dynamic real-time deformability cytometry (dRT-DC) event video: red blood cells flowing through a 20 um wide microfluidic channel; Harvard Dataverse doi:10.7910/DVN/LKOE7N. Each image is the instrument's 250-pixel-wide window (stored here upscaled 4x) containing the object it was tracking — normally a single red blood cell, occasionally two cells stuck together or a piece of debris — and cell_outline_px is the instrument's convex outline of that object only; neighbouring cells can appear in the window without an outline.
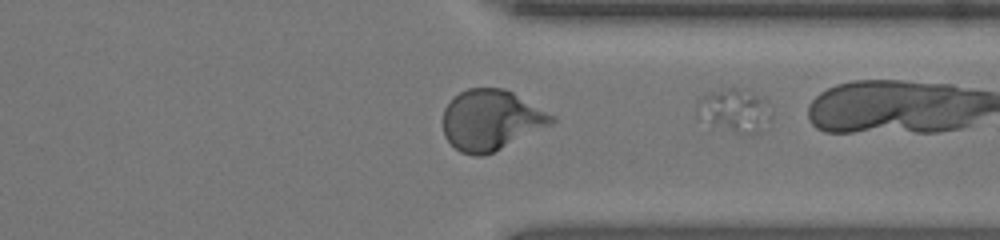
{"species": "human", "species_latin": "Homo sapiens", "temperature_condition": "room temperature", "stored_images_in_passage": 35, "segment_of_instrument_passage": [2, 2], "camera_frame_rate_fps": 3000, "um_per_image_px": 0.085, "donor": {"sex": "female"}, "frame": {"image": 1, "passage_image": 35, "time_ms": 11.333, "image_size_px": [1000, 240], "cell_outline_px": [[772, 116], [752, 136], [736, 132], [712, 124], [696, 116], [696, 104], [704, 96], [712, 92], [728, 88], [740, 88], [764, 100]], "centroid_in_image_um": [62.39, 9.4], "position_along_channel_um": 349.0, "area_um2": 17.98}}